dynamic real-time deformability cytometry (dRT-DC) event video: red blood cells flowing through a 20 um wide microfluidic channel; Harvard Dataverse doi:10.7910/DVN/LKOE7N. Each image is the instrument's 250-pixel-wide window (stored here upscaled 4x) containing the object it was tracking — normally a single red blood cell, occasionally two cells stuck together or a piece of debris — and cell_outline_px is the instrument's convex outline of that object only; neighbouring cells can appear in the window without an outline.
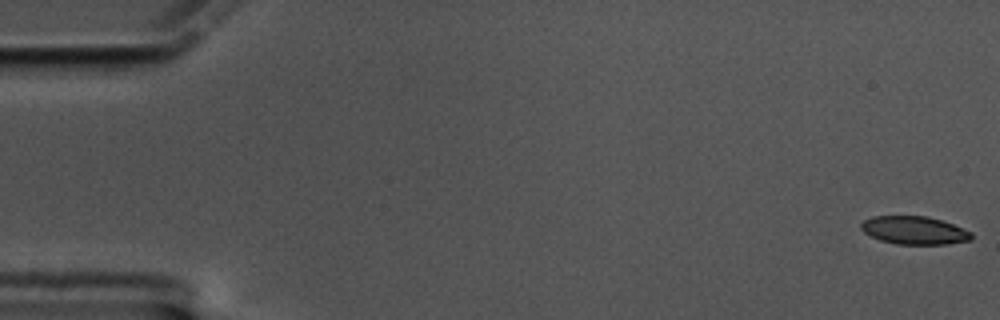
{"species": "common noctule bat (a hibernating species)", "species_latin": "Nyctalus noctula", "temperature_condition": "cold", "stored_images_in_passage": 54, "camera_frame_rate_fps": 3000, "um_per_image_px": 0.085, "animal": {"sex": "male", "body_mass_g": 17.5, "forearm_length_mm": 52.3}, "frame": {"image": 1, "passage_image": 1, "time_ms": 0.0, "image_size_px": [1000, 320], "cell_outline_px": [[972, 240], [948, 244], [896, 244], [880, 240], [864, 232], [860, 228], [860, 224], [864, 220], [872, 216], [928, 216], [952, 224], [972, 232]], "centroid_in_image_um": [77.71, 19.58], "position_along_channel_um": 7.3, "area_um2": 18.03}}
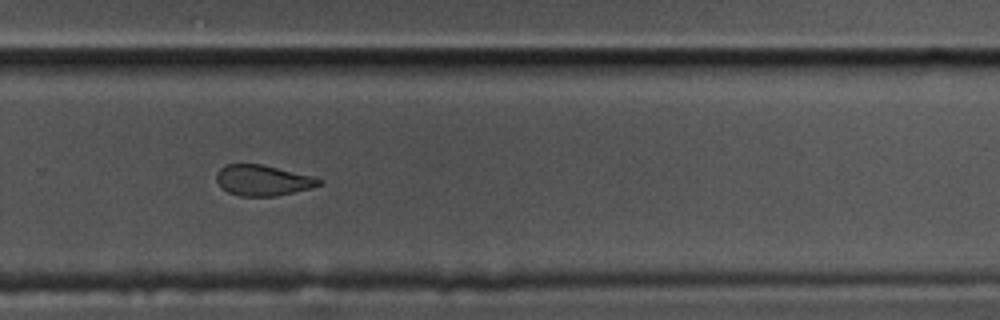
{"frame": {"image": 2, "passage_image": 40, "time_ms": 13.0, "image_size_px": [1000, 320], "cell_outline_px": [[324, 184], [312, 188], [276, 196], [240, 196], [228, 192], [216, 180], [216, 172], [224, 164], [264, 164], [312, 176], [324, 180]], "centroid_in_image_um": [22.38, 15.32], "position_along_channel_um": 307.4, "area_um2": 18.5}}
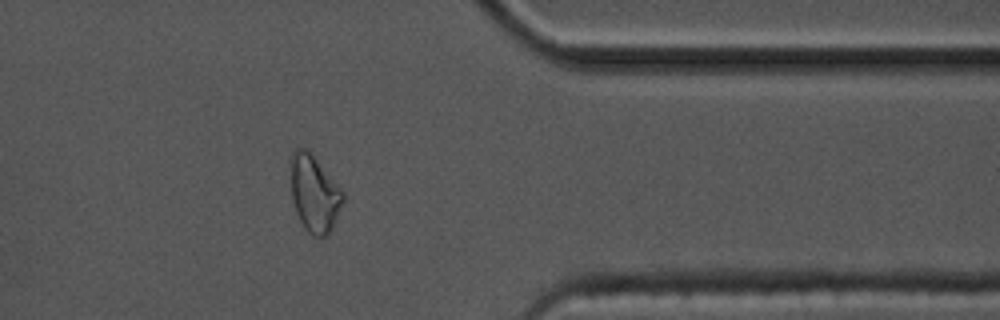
{"frame": {"image": 3, "passage_image": 48, "time_ms": 15.667, "image_size_px": [1000, 320], "cell_outline_px": [[344, 200], [332, 228], [324, 236], [316, 236], [308, 232], [300, 220], [296, 212], [292, 200], [288, 160], [292, 152], [296, 148], [304, 148], [312, 152], [344, 192]], "centroid_in_image_um": [26.68, 16.37], "position_along_channel_um": 384.7, "area_um2": 23.76}, "authors_computed_cell_mechanics": {"area_um2": 19.363, "velocity_mm_per_s": 3.4045, "shape_relaxation_time_tau1_ms": 6.914, "shape_relaxation_time_tau2_ms": 3.1359, "deformation_change_tau1": 0.1308, "deformation_change_tau2": 0.087}}